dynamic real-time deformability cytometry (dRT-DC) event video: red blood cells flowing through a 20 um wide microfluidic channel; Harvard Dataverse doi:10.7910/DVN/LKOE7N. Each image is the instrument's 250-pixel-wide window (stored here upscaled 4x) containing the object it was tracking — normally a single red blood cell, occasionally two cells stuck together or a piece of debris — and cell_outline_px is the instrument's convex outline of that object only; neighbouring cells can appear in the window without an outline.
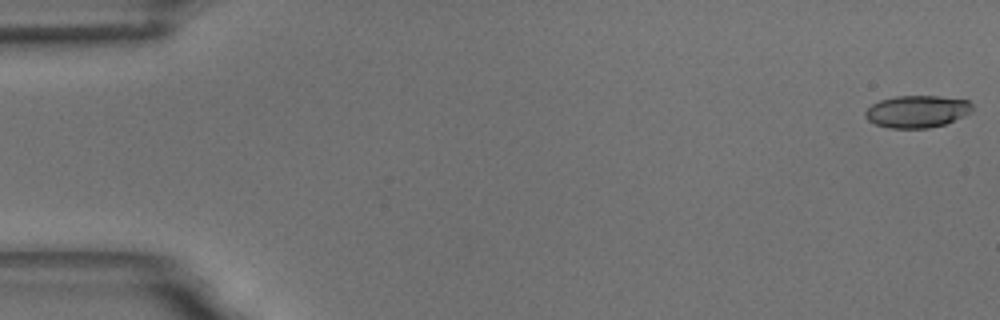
{"species": "common noctule bat (a hibernating species)", "species_latin": "Nyctalus noctula", "temperature_condition": "room temperature", "stored_images_in_passage": 10, "camera_frame_rate_fps": 3000, "um_per_image_px": 0.085, "animal": {"sex": "male", "body_mass_g": 18.8}, "frame": {"image": 1, "passage_image": 1, "time_ms": 0.0, "image_size_px": [1000, 320], "cell_outline_px": [[972, 112], [964, 116], [944, 124], [928, 128], [888, 128], [876, 124], [868, 120], [864, 116], [864, 112], [872, 104], [880, 100], [896, 96], [936, 96], [968, 100], [972, 104]], "centroid_in_image_um": [77.94, 9.47], "position_along_channel_um": 7.1, "area_um2": 20.06}}